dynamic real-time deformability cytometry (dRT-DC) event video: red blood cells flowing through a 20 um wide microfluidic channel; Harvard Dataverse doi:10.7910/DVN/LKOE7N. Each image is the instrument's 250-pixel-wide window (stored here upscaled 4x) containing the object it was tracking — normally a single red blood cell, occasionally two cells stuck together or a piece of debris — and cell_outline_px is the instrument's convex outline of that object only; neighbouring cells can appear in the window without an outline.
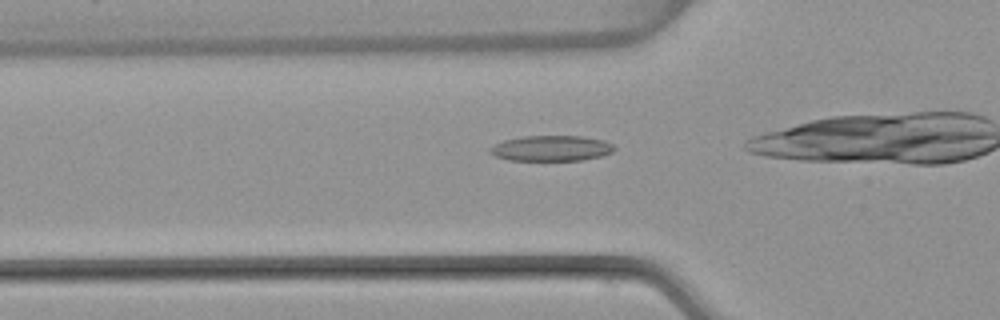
{"species": "common noctule bat (a hibernating species)", "species_latin": "Nyctalus noctula", "temperature_condition": "warm", "stored_images_in_passage": 37, "camera_frame_rate_fps": 3000, "um_per_image_px": 0.085, "animal": {"sex": "female", "body_mass_g": 22.7, "forearm_length_mm": 54.2}, "frame": {"image": 1, "passage_image": 14, "time_ms": 4.333, "image_size_px": [1000, 320], "cell_outline_px": [[616, 148], [612, 152], [600, 156], [584, 160], [508, 160], [496, 156], [488, 152], [488, 148], [504, 140], [524, 136], [580, 136], [604, 140], [612, 144]], "centroid_in_image_um": [46.85, 12.6], "position_along_channel_um": 78.9, "area_um2": 18.44}}
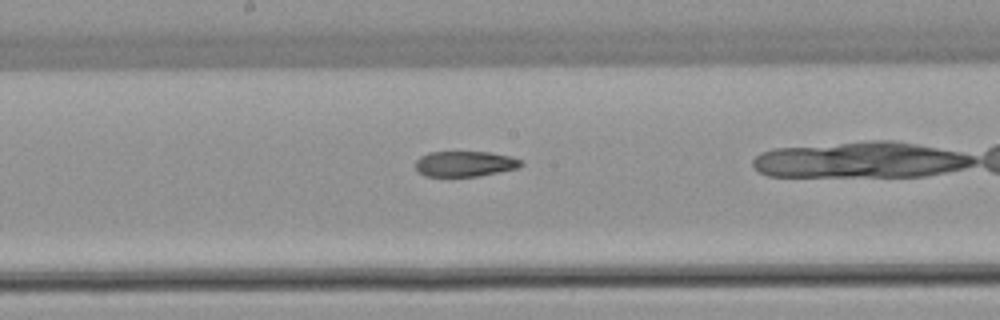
{"frame": {"image": 2, "passage_image": 24, "time_ms": 7.667, "image_size_px": [1000, 320], "cell_outline_px": [[524, 164], [516, 168], [476, 176], [424, 176], [416, 168], [416, 160], [420, 156], [428, 152], [488, 152], [512, 156], [524, 160]], "centroid_in_image_um": [39.53, 13.91], "position_along_channel_um": 208.7, "area_um2": 15.61}}
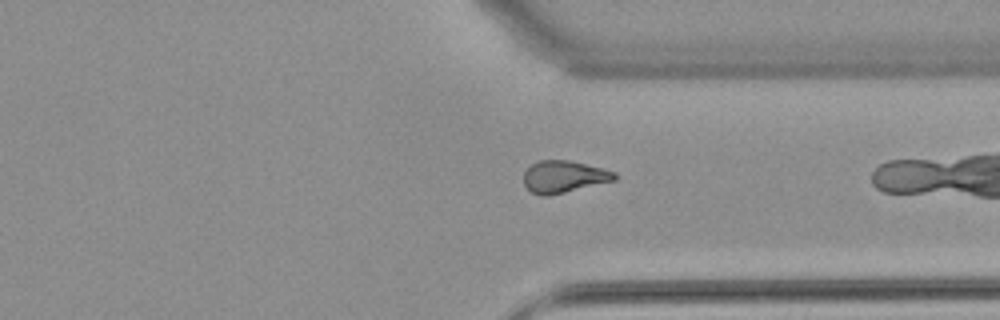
{"frame": {"image": 3, "passage_image": 36, "time_ms": 11.667, "image_size_px": [1000, 320], "cell_outline_px": [[616, 180], [548, 196], [540, 196], [532, 192], [524, 184], [524, 172], [532, 164], [540, 160], [568, 160], [604, 168], [616, 172]], "centroid_in_image_um": [47.94, 15.02], "position_along_channel_um": 363.5, "area_um2": 16.94}}